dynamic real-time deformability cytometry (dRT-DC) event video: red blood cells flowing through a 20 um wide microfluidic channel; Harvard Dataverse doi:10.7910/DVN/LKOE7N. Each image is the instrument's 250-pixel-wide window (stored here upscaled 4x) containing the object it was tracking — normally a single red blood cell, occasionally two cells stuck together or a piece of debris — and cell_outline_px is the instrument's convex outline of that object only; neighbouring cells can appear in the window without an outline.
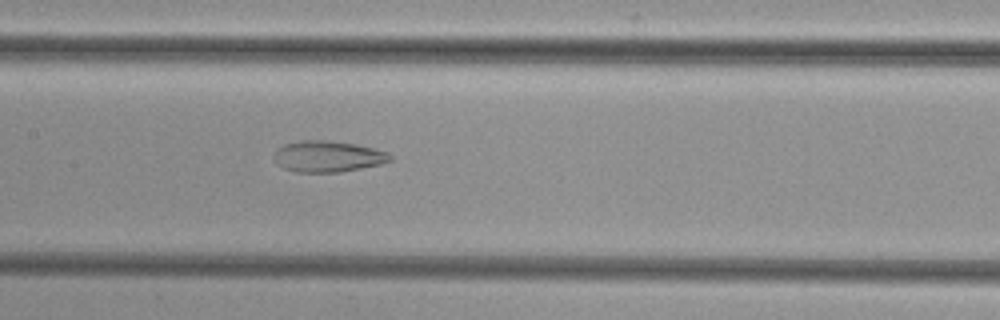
{"species": "common noctule bat (a hibernating species)", "species_latin": "Nyctalus noctula", "temperature_condition": "cold", "stored_images_in_passage": 44, "camera_frame_rate_fps": 3000, "um_per_image_px": 0.085, "animal": {"sex": "female", "body_mass_g": 29.2, "forearm_length_mm": 56.3}, "frame": {"image": 1, "passage_image": 18, "time_ms": 5.667, "image_size_px": [1000, 320], "cell_outline_px": [[392, 160], [380, 164], [340, 172], [296, 172], [284, 168], [276, 160], [276, 152], [284, 144], [300, 140], [328, 140], [356, 144], [372, 148], [384, 152], [392, 156]], "centroid_in_image_um": [27.88, 13.29], "position_along_channel_um": 179.5, "area_um2": 20.69}}
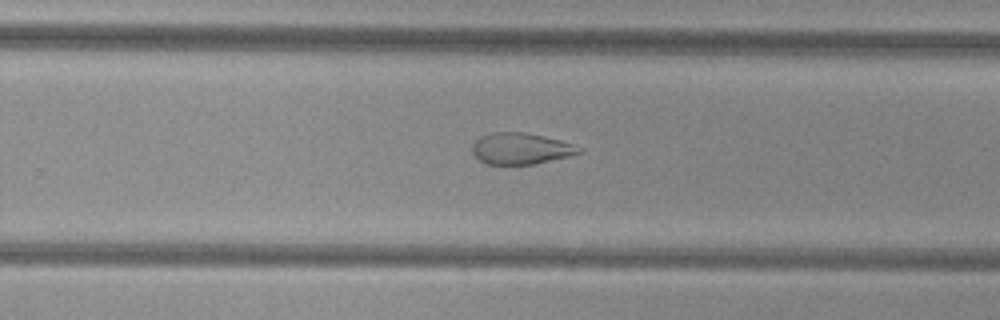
{"frame": {"image": 2, "passage_image": 26, "time_ms": 8.333, "image_size_px": [1000, 320], "cell_outline_px": [[584, 152], [536, 164], [488, 164], [480, 160], [472, 152], [472, 144], [480, 136], [492, 132], [524, 132], [544, 136], [560, 140], [584, 148]], "centroid_in_image_um": [44.29, 12.62], "position_along_channel_um": 285.5, "area_um2": 19.54}}
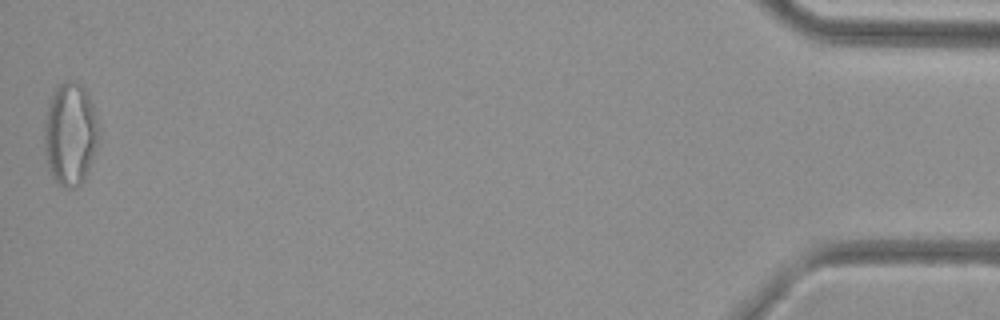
{"frame": {"image": 3, "passage_image": 44, "time_ms": 14.333, "image_size_px": [1000, 320], "cell_outline_px": [[96, 144], [84, 180], [80, 184], [72, 188], [64, 188], [52, 176], [48, 168], [44, 148], [44, 120], [52, 92], [56, 84], [64, 80], [72, 80], [80, 84], [88, 92], [92, 104], [96, 124]], "centroid_in_image_um": [5.91, 11.34], "position_along_channel_um": 429.3, "area_um2": 32.25}}